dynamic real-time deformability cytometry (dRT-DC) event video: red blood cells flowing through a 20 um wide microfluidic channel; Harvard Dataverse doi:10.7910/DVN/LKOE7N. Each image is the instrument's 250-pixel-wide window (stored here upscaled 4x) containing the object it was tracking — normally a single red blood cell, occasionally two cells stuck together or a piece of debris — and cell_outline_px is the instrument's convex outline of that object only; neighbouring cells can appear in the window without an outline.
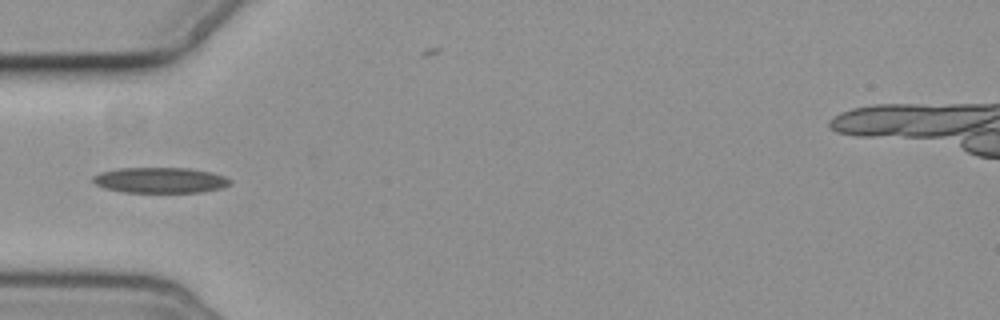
{"species": "common noctule bat (a hibernating species)", "species_latin": "Nyctalus noctula", "temperature_condition": "cold", "stored_images_in_passage": 2, "camera_frame_rate_fps": 3000, "um_per_image_px": 0.085, "animal": {"sex": "female", "body_mass_g": 19.3, "forearm_length_mm": 54.1}, "frame": {"image": 1, "passage_image": 2, "time_ms": 1.0, "image_size_px": [1000, 320], "cell_outline_px": [[232, 184], [220, 188], [200, 192], [124, 192], [104, 188], [96, 184], [92, 180], [92, 176], [100, 172], [120, 168], [192, 168], [212, 172], [224, 176], [232, 180]], "centroid_in_image_um": [13.63, 15.31], "position_along_channel_um": 71.4, "area_um2": 20.52}}